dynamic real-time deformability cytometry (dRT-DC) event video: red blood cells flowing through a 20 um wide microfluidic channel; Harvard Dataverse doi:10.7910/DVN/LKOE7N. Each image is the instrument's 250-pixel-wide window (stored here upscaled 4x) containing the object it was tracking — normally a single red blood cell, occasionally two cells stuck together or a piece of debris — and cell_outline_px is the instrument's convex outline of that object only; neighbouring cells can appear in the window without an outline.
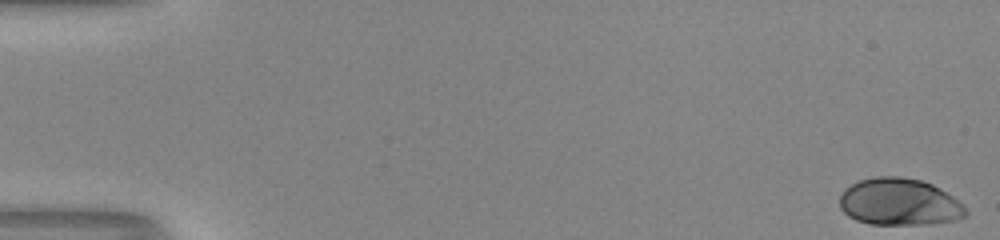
{"species": "human", "species_latin": "Homo sapiens", "temperature_condition": "room temperature", "stored_images_in_passage": 53, "camera_frame_rate_fps": 3000, "um_per_image_px": 0.085, "donor": {"sex": "male"}, "frame": {"image": 1, "passage_image": 1, "time_ms": 0.0, "image_size_px": [1000, 240], "cell_outline_px": [[968, 216], [956, 220], [924, 224], [868, 224], [856, 220], [848, 216], [840, 208], [840, 196], [844, 188], [860, 180], [876, 176], [900, 176], [920, 180], [932, 184], [940, 188], [964, 204], [968, 212]], "centroid_in_image_um": [76.46, 17.17], "position_along_channel_um": 8.5, "area_um2": 34.8}}
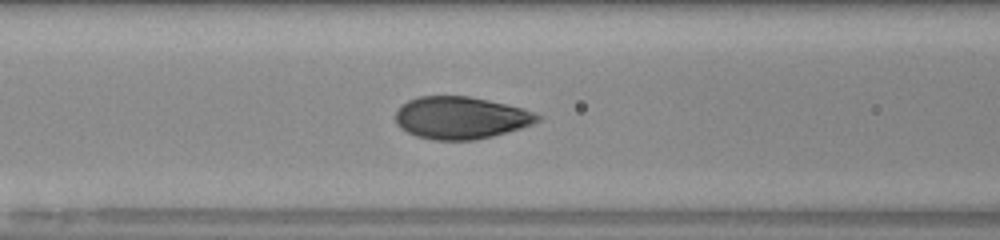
{"frame": {"image": 2, "passage_image": 23, "time_ms": 7.333, "image_size_px": [1000, 240], "cell_outline_px": [[544, 116], [540, 120], [532, 124], [520, 128], [492, 136], [472, 140], [436, 140], [416, 136], [400, 128], [396, 124], [396, 112], [408, 100], [420, 96], [468, 96], [488, 100], [524, 108], [536, 112]], "centroid_in_image_um": [39.2, 10.01], "position_along_channel_um": 127.4, "area_um2": 34.97}}
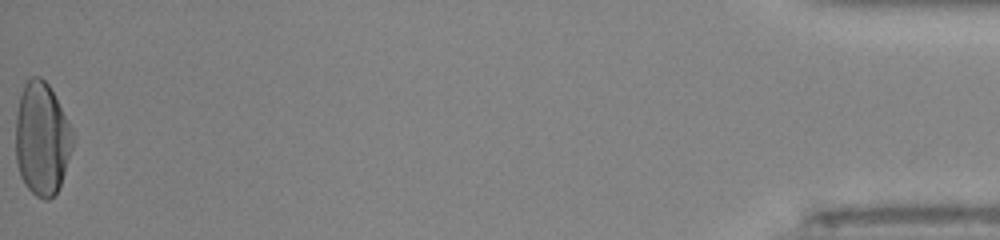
{"frame": {"image": 3, "passage_image": 53, "time_ms": 17.333, "image_size_px": [1000, 240], "cell_outline_px": [[72, 148], [60, 188], [56, 196], [48, 200], [44, 200], [36, 196], [24, 184], [20, 176], [16, 160], [16, 112], [20, 96], [24, 84], [32, 76], [40, 76], [48, 84], [72, 128]], "centroid_in_image_um": [3.55, 11.84], "position_along_channel_um": 431.6, "area_um2": 37.69}, "authors_computed_cell_mechanics": {"area_um2": 35.4314, "velocity_mm_per_s": 4.0267, "shape_relaxation_time_tau1_ms": 3.4124, "shape_relaxation_time_tau2_ms": null, "deformation_change_tau1": 0.1908, "deformation_change_tau2": null}}